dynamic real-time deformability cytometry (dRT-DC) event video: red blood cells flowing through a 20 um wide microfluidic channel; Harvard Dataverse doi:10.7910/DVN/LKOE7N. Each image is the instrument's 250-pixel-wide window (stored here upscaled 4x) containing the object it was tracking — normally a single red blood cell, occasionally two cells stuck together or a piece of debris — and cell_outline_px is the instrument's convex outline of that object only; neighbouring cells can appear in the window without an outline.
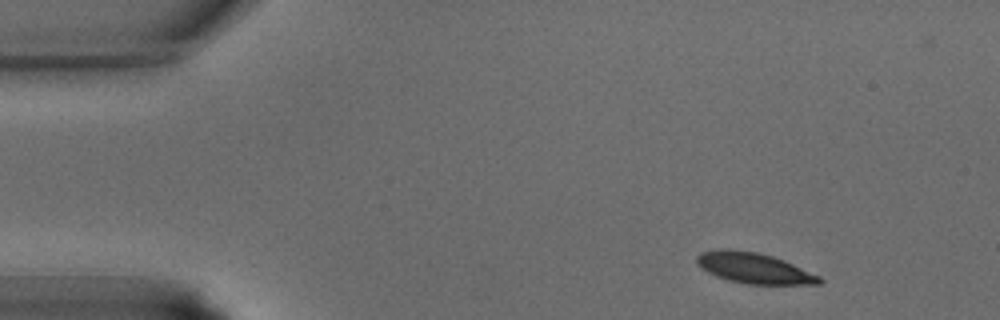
{"species": "common noctule bat (a hibernating species)", "species_latin": "Nyctalus noctula", "temperature_condition": "warm", "stored_images_in_passage": 33, "camera_frame_rate_fps": 3000, "um_per_image_px": 0.085, "animal": {"sex": "male", "body_mass_g": 15.6}, "frame": {"image": 1, "passage_image": 1, "time_ms": 0.0, "image_size_px": [1000, 320], "cell_outline_px": [[824, 280], [820, 284], [748, 284], [728, 280], [716, 276], [708, 272], [696, 264], [696, 256], [700, 252], [724, 248], [728, 248], [756, 252], [772, 256], [784, 260], [820, 276]], "centroid_in_image_um": [64.07, 22.78], "position_along_channel_um": 20.9, "area_um2": 21.91}}
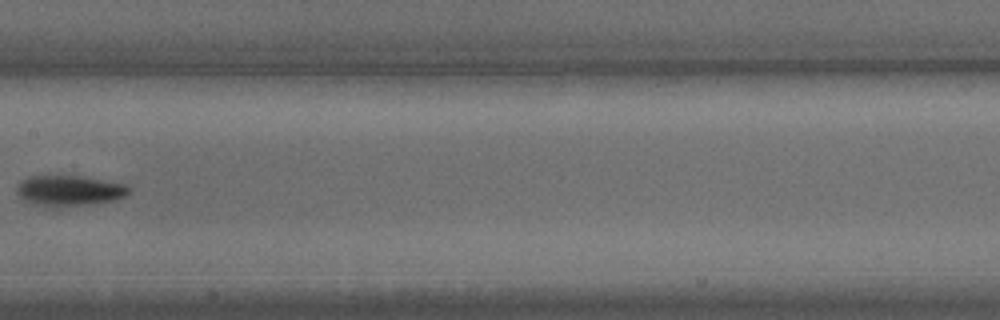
{"frame": {"image": 2, "passage_image": 15, "time_ms": 4.667, "image_size_px": [1000, 320], "cell_outline_px": [[132, 188], [124, 196], [112, 200], [92, 204], [36, 204], [24, 200], [16, 192], [16, 184], [20, 180], [28, 176], [80, 176], [124, 184]], "centroid_in_image_um": [5.86, 16.16], "position_along_channel_um": 201.5, "area_um2": 19.19}}
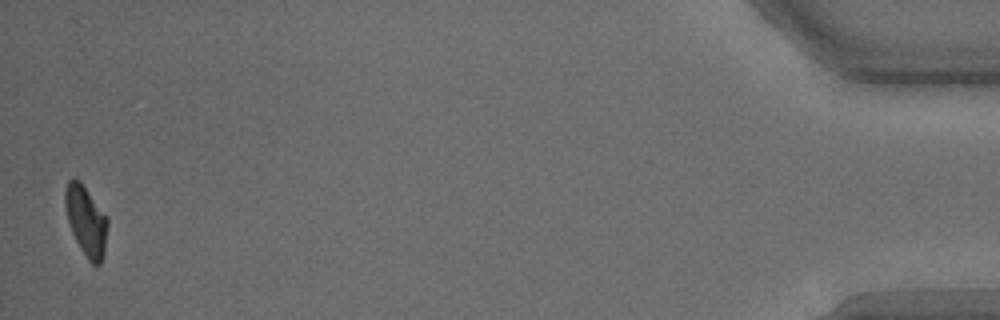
{"frame": {"image": 3, "passage_image": 33, "time_ms": 10.667, "image_size_px": [1000, 320], "cell_outline_px": [[108, 224], [104, 252], [100, 264], [92, 264], [88, 260], [80, 248], [72, 232], [68, 220], [64, 204], [64, 192], [68, 180], [72, 176], [80, 180], [108, 216]], "centroid_in_image_um": [7.31, 18.71], "position_along_channel_um": 427.9, "area_um2": 17.51}}